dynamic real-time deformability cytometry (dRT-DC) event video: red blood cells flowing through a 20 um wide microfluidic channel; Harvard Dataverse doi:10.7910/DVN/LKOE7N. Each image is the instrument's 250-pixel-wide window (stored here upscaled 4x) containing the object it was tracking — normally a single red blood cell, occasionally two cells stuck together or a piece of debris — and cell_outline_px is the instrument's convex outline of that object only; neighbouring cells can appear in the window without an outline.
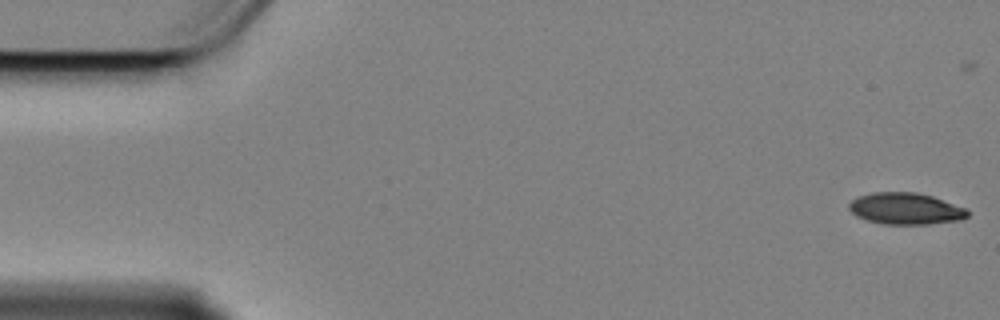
{"species": "Egyptian fruit bat (a non-hibernating species)", "species_latin": "Rousettus aegyptiacus", "temperature_condition": "cold", "stored_images_in_passage": 59, "camera_frame_rate_fps": 3000, "um_per_image_px": 0.085, "animal": {"sex": "female"}, "frame": {"image": 1, "passage_image": 1, "time_ms": 0.0, "image_size_px": [1000, 320], "cell_outline_px": [[968, 216], [960, 220], [928, 224], [884, 224], [868, 220], [856, 216], [848, 208], [848, 204], [852, 200], [860, 196], [872, 192], [916, 192], [932, 196], [968, 208]], "centroid_in_image_um": [77.0, 17.73], "position_along_channel_um": 8.0, "area_um2": 21.85}}
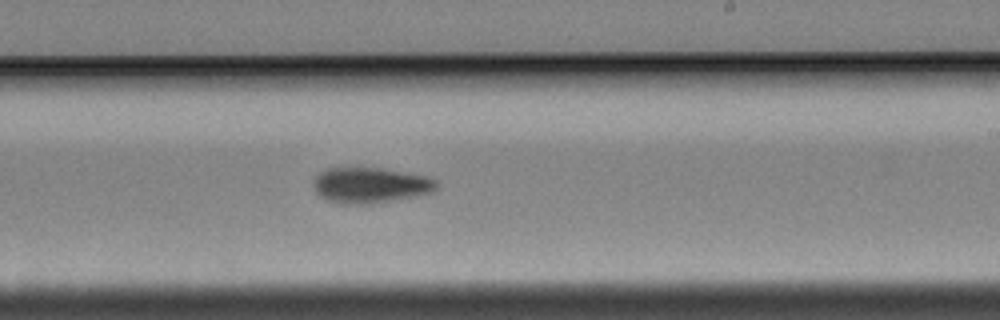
{"frame": {"image": 2, "passage_image": 34, "time_ms": 11.0, "image_size_px": [1000, 320], "cell_outline_px": [[436, 188], [432, 192], [372, 204], [344, 204], [328, 200], [320, 196], [316, 192], [312, 184], [316, 176], [320, 172], [328, 168], [380, 168], [432, 176], [436, 180]], "centroid_in_image_um": [31.48, 15.73], "position_along_channel_um": 257.5, "area_um2": 25.49}}
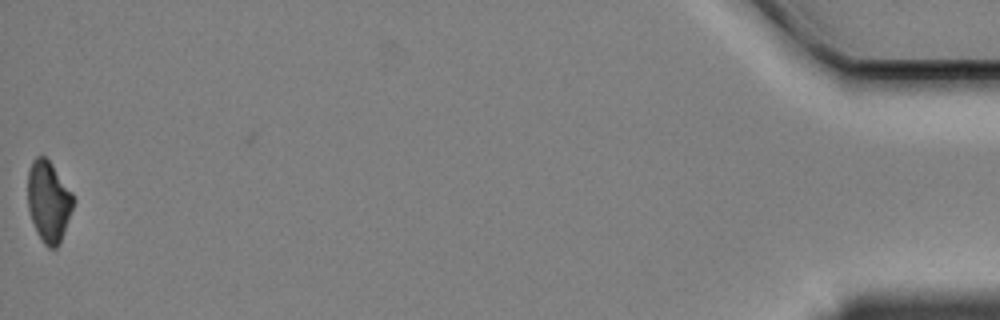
{"frame": {"image": 3, "passage_image": 58, "time_ms": 19.0, "image_size_px": [1000, 320], "cell_outline_px": [[76, 200], [60, 244], [56, 248], [48, 248], [44, 244], [36, 232], [28, 208], [28, 168], [32, 160], [36, 156], [44, 156], [52, 164], [72, 192]], "centroid_in_image_um": [4.14, 17.13], "position_along_channel_um": 431.1, "area_um2": 21.73}, "authors_computed_cell_mechanics": {"area_um2": 23.698, "velocity_mm_per_s": 3.3937, "shape_relaxation_time_tau1_ms": 3.2587, "shape_relaxation_time_tau2_ms": null, "deformation_change_tau1": 0.1153, "deformation_change_tau2": null}}